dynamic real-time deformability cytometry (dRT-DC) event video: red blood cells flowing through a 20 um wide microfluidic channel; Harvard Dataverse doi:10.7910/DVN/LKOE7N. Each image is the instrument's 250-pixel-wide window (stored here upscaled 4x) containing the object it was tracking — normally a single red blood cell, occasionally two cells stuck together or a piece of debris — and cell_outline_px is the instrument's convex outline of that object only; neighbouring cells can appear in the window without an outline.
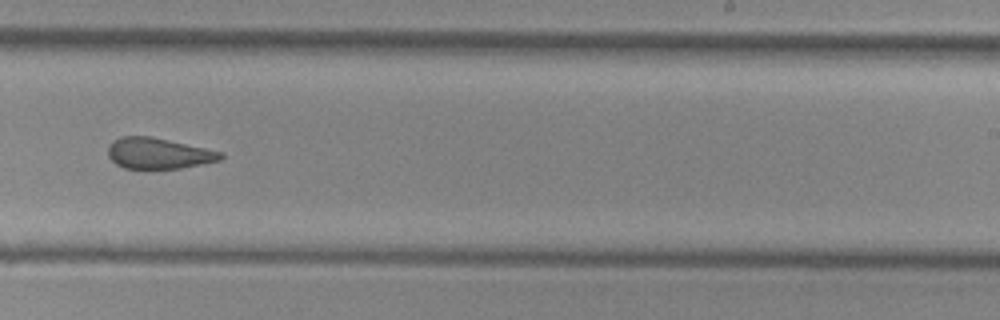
{"species": "common noctule bat (a hibernating species)", "species_latin": "Nyctalus noctula", "temperature_condition": "cold", "stored_images_in_passage": 51, "camera_frame_rate_fps": 3000, "um_per_image_px": 0.085, "animal": {"sex": "female", "body_mass_g": 29.2, "forearm_length_mm": 56.3}, "frame": {"image": 1, "passage_image": 30, "time_ms": 9.667, "image_size_px": [1000, 320], "cell_outline_px": [[224, 156], [220, 160], [180, 168], [124, 168], [116, 164], [108, 156], [108, 148], [112, 140], [120, 136], [152, 136], [224, 152]], "centroid_in_image_um": [13.46, 13.02], "position_along_channel_um": 275.5, "area_um2": 20.29}, "authors_computed_cell_mechanics": {"area_um2": 21.7328, "velocity_mm_per_s": 3.7359, "shape_relaxation_time_tau1_ms": null, "shape_relaxation_time_tau2_ms": 1.7327, "deformation_change_tau1": null, "deformation_change_tau2": 0.0859}}